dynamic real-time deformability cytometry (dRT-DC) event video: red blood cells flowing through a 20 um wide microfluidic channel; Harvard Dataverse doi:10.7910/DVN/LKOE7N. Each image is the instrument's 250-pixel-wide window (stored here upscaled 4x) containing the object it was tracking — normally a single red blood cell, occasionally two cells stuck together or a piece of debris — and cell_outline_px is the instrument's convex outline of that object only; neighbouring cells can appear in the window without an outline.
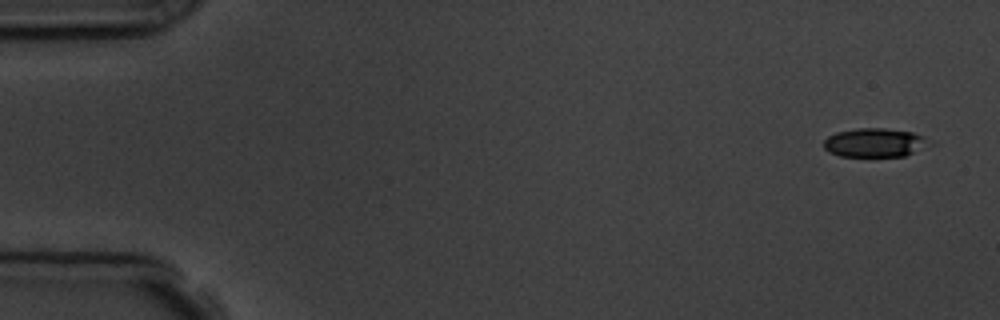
{"species": "common noctule bat (a hibernating species)", "species_latin": "Nyctalus noctula", "temperature_condition": "room temperature", "stored_images_in_passage": 5, "camera_frame_rate_fps": 3000, "um_per_image_px": 0.085, "animal": {"sex": "male", "body_mass_g": 19.5, "forearm_length_mm": 54.6}, "frame": {"image": 1, "passage_image": 1, "time_ms": 0.0, "image_size_px": [1000, 320], "cell_outline_px": [[936, 144], [904, 156], [840, 156], [828, 152], [824, 148], [824, 140], [828, 136], [836, 132], [856, 128], [884, 128], [912, 132], [936, 140]], "centroid_in_image_um": [74.45, 12.12], "position_along_channel_um": 10.5, "area_um2": 18.21}}
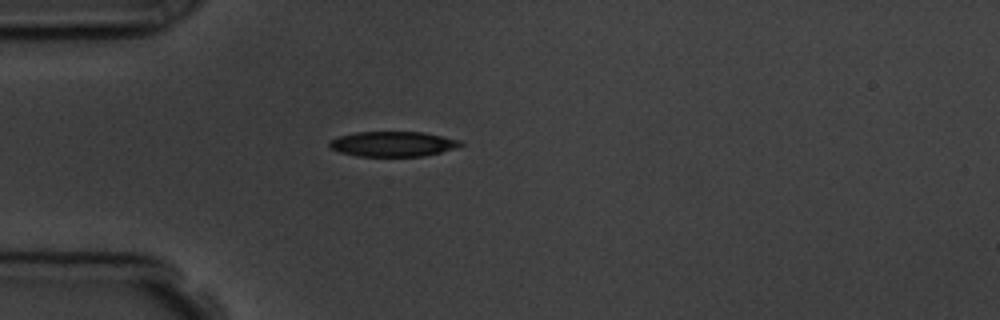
{"frame": {"image": 2, "passage_image": 4, "time_ms": 4.333, "image_size_px": [1000, 320], "cell_outline_px": [[464, 144], [440, 152], [420, 156], [356, 156], [340, 152], [328, 148], [328, 144], [332, 140], [340, 136], [356, 132], [424, 132], [460, 140]], "centroid_in_image_um": [33.35, 12.23], "position_along_channel_um": 51.6, "area_um2": 18.96}}